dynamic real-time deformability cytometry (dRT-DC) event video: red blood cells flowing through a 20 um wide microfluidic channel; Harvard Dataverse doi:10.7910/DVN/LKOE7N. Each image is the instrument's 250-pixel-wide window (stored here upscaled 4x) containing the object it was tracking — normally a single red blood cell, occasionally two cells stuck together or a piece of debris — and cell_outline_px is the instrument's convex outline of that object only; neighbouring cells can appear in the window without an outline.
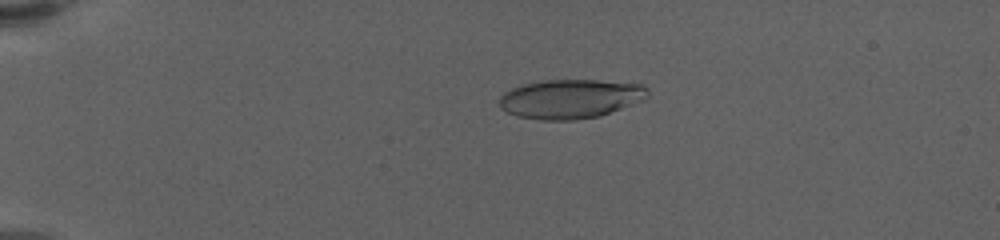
{"species": "human", "species_latin": "Homo sapiens", "temperature_condition": "warm", "stored_images_in_passage": 62, "camera_frame_rate_fps": 3000, "um_per_image_px": 0.085, "donor": {"sex": "female"}, "frame": {"image": 1, "passage_image": 15, "time_ms": 4.667, "image_size_px": [1000, 240], "cell_outline_px": [[648, 92], [644, 100], [600, 116], [576, 120], [540, 120], [516, 116], [500, 108], [500, 96], [504, 92], [520, 84], [540, 80], [596, 80], [644, 84], [648, 88]], "centroid_in_image_um": [48.47, 8.4], "position_along_channel_um": 36.5, "area_um2": 34.16}}
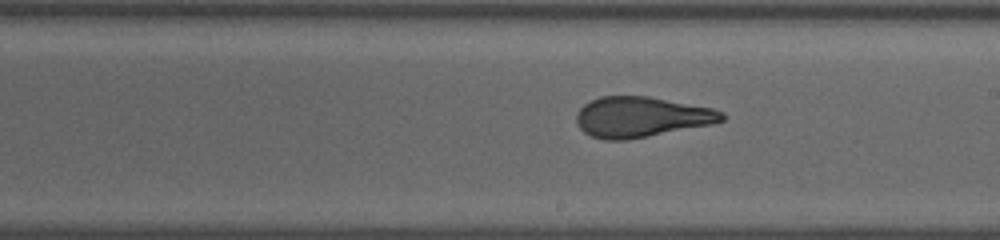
{"frame": {"image": 2, "passage_image": 38, "time_ms": 12.333, "image_size_px": [1000, 240], "cell_outline_px": [[724, 120], [712, 124], [628, 140], [604, 140], [592, 136], [584, 132], [576, 124], [576, 112], [584, 104], [600, 96], [648, 96], [712, 108], [724, 112]], "centroid_in_image_um": [54.48, 9.95], "position_along_channel_um": 234.5, "area_um2": 34.28}}
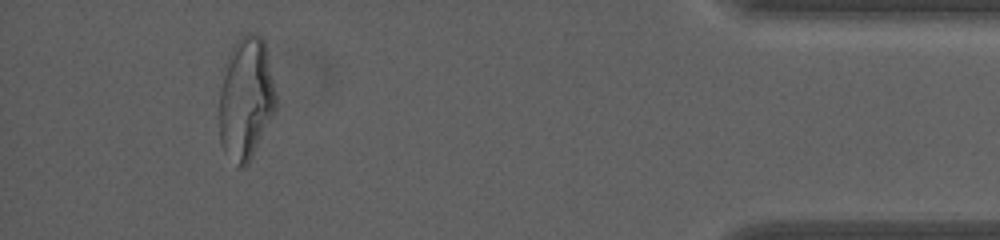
{"frame": {"image": 3, "passage_image": 58, "time_ms": 19.0, "image_size_px": [1000, 240], "cell_outline_px": [[276, 108], [248, 164], [244, 168], [240, 168], [224, 152], [220, 144], [216, 116], [220, 88], [224, 64], [236, 40], [244, 32], [252, 32], [260, 36], [264, 40], [276, 96]], "centroid_in_image_um": [20.84, 8.38], "position_along_channel_um": 414.4, "area_um2": 41.15}, "authors_computed_cell_mechanics": {"area_um2": 34.9112, "velocity_mm_per_s": 3.4457, "shape_relaxation_time_tau1_ms": 7.3791, "shape_relaxation_time_tau2_ms": 1.1984, "deformation_change_tau1": 0.279, "deformation_change_tau2": 0.0991}}